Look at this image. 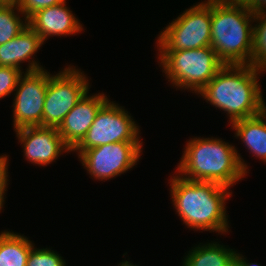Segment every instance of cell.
Returning a JSON list of instances; mask_svg holds the SVG:
<instances>
[{
	"mask_svg": "<svg viewBox=\"0 0 266 266\" xmlns=\"http://www.w3.org/2000/svg\"><path fill=\"white\" fill-rule=\"evenodd\" d=\"M169 181L172 205L187 228L223 235L229 232L226 213V200L232 195L229 187L187 180L177 173Z\"/></svg>",
	"mask_w": 266,
	"mask_h": 266,
	"instance_id": "cell-1",
	"label": "cell"
},
{
	"mask_svg": "<svg viewBox=\"0 0 266 266\" xmlns=\"http://www.w3.org/2000/svg\"><path fill=\"white\" fill-rule=\"evenodd\" d=\"M186 144L175 173L187 180L215 182L230 188L249 173L236 147L222 138L194 137Z\"/></svg>",
	"mask_w": 266,
	"mask_h": 266,
	"instance_id": "cell-2",
	"label": "cell"
},
{
	"mask_svg": "<svg viewBox=\"0 0 266 266\" xmlns=\"http://www.w3.org/2000/svg\"><path fill=\"white\" fill-rule=\"evenodd\" d=\"M264 71L253 65L225 64L197 94L235 121L261 114L265 104L258 81Z\"/></svg>",
	"mask_w": 266,
	"mask_h": 266,
	"instance_id": "cell-3",
	"label": "cell"
},
{
	"mask_svg": "<svg viewBox=\"0 0 266 266\" xmlns=\"http://www.w3.org/2000/svg\"><path fill=\"white\" fill-rule=\"evenodd\" d=\"M254 14L212 1L211 47L224 64L251 65Z\"/></svg>",
	"mask_w": 266,
	"mask_h": 266,
	"instance_id": "cell-4",
	"label": "cell"
},
{
	"mask_svg": "<svg viewBox=\"0 0 266 266\" xmlns=\"http://www.w3.org/2000/svg\"><path fill=\"white\" fill-rule=\"evenodd\" d=\"M157 53L158 63L162 67V72L166 74V79L168 78L175 88L188 89L196 94L225 65L211 46Z\"/></svg>",
	"mask_w": 266,
	"mask_h": 266,
	"instance_id": "cell-5",
	"label": "cell"
},
{
	"mask_svg": "<svg viewBox=\"0 0 266 266\" xmlns=\"http://www.w3.org/2000/svg\"><path fill=\"white\" fill-rule=\"evenodd\" d=\"M212 0L186 9L158 35V51H177L211 46Z\"/></svg>",
	"mask_w": 266,
	"mask_h": 266,
	"instance_id": "cell-6",
	"label": "cell"
},
{
	"mask_svg": "<svg viewBox=\"0 0 266 266\" xmlns=\"http://www.w3.org/2000/svg\"><path fill=\"white\" fill-rule=\"evenodd\" d=\"M50 74L43 107V126L58 128L64 117L89 92V80L81 69L67 65Z\"/></svg>",
	"mask_w": 266,
	"mask_h": 266,
	"instance_id": "cell-7",
	"label": "cell"
},
{
	"mask_svg": "<svg viewBox=\"0 0 266 266\" xmlns=\"http://www.w3.org/2000/svg\"><path fill=\"white\" fill-rule=\"evenodd\" d=\"M110 99L100 108L83 139L72 149L79 156L85 150L116 142H142L140 129L125 107Z\"/></svg>",
	"mask_w": 266,
	"mask_h": 266,
	"instance_id": "cell-8",
	"label": "cell"
},
{
	"mask_svg": "<svg viewBox=\"0 0 266 266\" xmlns=\"http://www.w3.org/2000/svg\"><path fill=\"white\" fill-rule=\"evenodd\" d=\"M143 142H116L82 152L78 158L94 179L104 181L132 169L140 160Z\"/></svg>",
	"mask_w": 266,
	"mask_h": 266,
	"instance_id": "cell-9",
	"label": "cell"
},
{
	"mask_svg": "<svg viewBox=\"0 0 266 266\" xmlns=\"http://www.w3.org/2000/svg\"><path fill=\"white\" fill-rule=\"evenodd\" d=\"M50 72L46 69L25 72L18 80L13 102L14 130L43 126V107Z\"/></svg>",
	"mask_w": 266,
	"mask_h": 266,
	"instance_id": "cell-10",
	"label": "cell"
},
{
	"mask_svg": "<svg viewBox=\"0 0 266 266\" xmlns=\"http://www.w3.org/2000/svg\"><path fill=\"white\" fill-rule=\"evenodd\" d=\"M14 131L25 159L32 164L44 167L55 162L63 152H72L55 127L27 126Z\"/></svg>",
	"mask_w": 266,
	"mask_h": 266,
	"instance_id": "cell-11",
	"label": "cell"
},
{
	"mask_svg": "<svg viewBox=\"0 0 266 266\" xmlns=\"http://www.w3.org/2000/svg\"><path fill=\"white\" fill-rule=\"evenodd\" d=\"M87 92L64 117L57 128L64 142L73 149L88 132L100 108L109 100L106 94Z\"/></svg>",
	"mask_w": 266,
	"mask_h": 266,
	"instance_id": "cell-12",
	"label": "cell"
},
{
	"mask_svg": "<svg viewBox=\"0 0 266 266\" xmlns=\"http://www.w3.org/2000/svg\"><path fill=\"white\" fill-rule=\"evenodd\" d=\"M66 5L65 1L59 5L40 9L28 18V25L43 42L52 36H69L83 31L80 20Z\"/></svg>",
	"mask_w": 266,
	"mask_h": 266,
	"instance_id": "cell-13",
	"label": "cell"
},
{
	"mask_svg": "<svg viewBox=\"0 0 266 266\" xmlns=\"http://www.w3.org/2000/svg\"><path fill=\"white\" fill-rule=\"evenodd\" d=\"M43 44L42 38L27 25L15 38L0 45V66L18 68L24 73L20 65L28 61V68L25 72L44 69L38 61L33 59Z\"/></svg>",
	"mask_w": 266,
	"mask_h": 266,
	"instance_id": "cell-14",
	"label": "cell"
},
{
	"mask_svg": "<svg viewBox=\"0 0 266 266\" xmlns=\"http://www.w3.org/2000/svg\"><path fill=\"white\" fill-rule=\"evenodd\" d=\"M252 156L266 162V120L259 114L229 124Z\"/></svg>",
	"mask_w": 266,
	"mask_h": 266,
	"instance_id": "cell-15",
	"label": "cell"
},
{
	"mask_svg": "<svg viewBox=\"0 0 266 266\" xmlns=\"http://www.w3.org/2000/svg\"><path fill=\"white\" fill-rule=\"evenodd\" d=\"M192 248L182 260V266H228L235 260L236 251L218 242Z\"/></svg>",
	"mask_w": 266,
	"mask_h": 266,
	"instance_id": "cell-16",
	"label": "cell"
},
{
	"mask_svg": "<svg viewBox=\"0 0 266 266\" xmlns=\"http://www.w3.org/2000/svg\"><path fill=\"white\" fill-rule=\"evenodd\" d=\"M13 231L0 233V266H26L33 246L30 239Z\"/></svg>",
	"mask_w": 266,
	"mask_h": 266,
	"instance_id": "cell-17",
	"label": "cell"
},
{
	"mask_svg": "<svg viewBox=\"0 0 266 266\" xmlns=\"http://www.w3.org/2000/svg\"><path fill=\"white\" fill-rule=\"evenodd\" d=\"M27 25L28 19L18 8L15 0L0 5V45L15 38Z\"/></svg>",
	"mask_w": 266,
	"mask_h": 266,
	"instance_id": "cell-18",
	"label": "cell"
},
{
	"mask_svg": "<svg viewBox=\"0 0 266 266\" xmlns=\"http://www.w3.org/2000/svg\"><path fill=\"white\" fill-rule=\"evenodd\" d=\"M254 22L251 65L266 72V12L254 14Z\"/></svg>",
	"mask_w": 266,
	"mask_h": 266,
	"instance_id": "cell-19",
	"label": "cell"
},
{
	"mask_svg": "<svg viewBox=\"0 0 266 266\" xmlns=\"http://www.w3.org/2000/svg\"><path fill=\"white\" fill-rule=\"evenodd\" d=\"M26 266H66V261L50 248H31Z\"/></svg>",
	"mask_w": 266,
	"mask_h": 266,
	"instance_id": "cell-20",
	"label": "cell"
},
{
	"mask_svg": "<svg viewBox=\"0 0 266 266\" xmlns=\"http://www.w3.org/2000/svg\"><path fill=\"white\" fill-rule=\"evenodd\" d=\"M22 74L18 68L0 66V99L14 93Z\"/></svg>",
	"mask_w": 266,
	"mask_h": 266,
	"instance_id": "cell-21",
	"label": "cell"
},
{
	"mask_svg": "<svg viewBox=\"0 0 266 266\" xmlns=\"http://www.w3.org/2000/svg\"><path fill=\"white\" fill-rule=\"evenodd\" d=\"M65 1L66 0H15L18 8L27 19L40 9L59 5Z\"/></svg>",
	"mask_w": 266,
	"mask_h": 266,
	"instance_id": "cell-22",
	"label": "cell"
},
{
	"mask_svg": "<svg viewBox=\"0 0 266 266\" xmlns=\"http://www.w3.org/2000/svg\"><path fill=\"white\" fill-rule=\"evenodd\" d=\"M8 155L0 156V209L2 210L5 203V191H7L8 184Z\"/></svg>",
	"mask_w": 266,
	"mask_h": 266,
	"instance_id": "cell-23",
	"label": "cell"
},
{
	"mask_svg": "<svg viewBox=\"0 0 266 266\" xmlns=\"http://www.w3.org/2000/svg\"><path fill=\"white\" fill-rule=\"evenodd\" d=\"M247 7L253 14L266 12V0H252Z\"/></svg>",
	"mask_w": 266,
	"mask_h": 266,
	"instance_id": "cell-24",
	"label": "cell"
},
{
	"mask_svg": "<svg viewBox=\"0 0 266 266\" xmlns=\"http://www.w3.org/2000/svg\"><path fill=\"white\" fill-rule=\"evenodd\" d=\"M220 4L225 5H236V6H248L252 0H212Z\"/></svg>",
	"mask_w": 266,
	"mask_h": 266,
	"instance_id": "cell-25",
	"label": "cell"
},
{
	"mask_svg": "<svg viewBox=\"0 0 266 266\" xmlns=\"http://www.w3.org/2000/svg\"><path fill=\"white\" fill-rule=\"evenodd\" d=\"M235 260L237 261L239 266H261L257 263H249L248 260H246V258L242 254L237 252V250L235 254Z\"/></svg>",
	"mask_w": 266,
	"mask_h": 266,
	"instance_id": "cell-26",
	"label": "cell"
},
{
	"mask_svg": "<svg viewBox=\"0 0 266 266\" xmlns=\"http://www.w3.org/2000/svg\"><path fill=\"white\" fill-rule=\"evenodd\" d=\"M118 266H138V265H134L130 261L126 260V261L120 262V264H118Z\"/></svg>",
	"mask_w": 266,
	"mask_h": 266,
	"instance_id": "cell-27",
	"label": "cell"
},
{
	"mask_svg": "<svg viewBox=\"0 0 266 266\" xmlns=\"http://www.w3.org/2000/svg\"><path fill=\"white\" fill-rule=\"evenodd\" d=\"M260 115L266 120V103L263 105Z\"/></svg>",
	"mask_w": 266,
	"mask_h": 266,
	"instance_id": "cell-28",
	"label": "cell"
},
{
	"mask_svg": "<svg viewBox=\"0 0 266 266\" xmlns=\"http://www.w3.org/2000/svg\"><path fill=\"white\" fill-rule=\"evenodd\" d=\"M10 1H12V0H0V5H3V4L8 3Z\"/></svg>",
	"mask_w": 266,
	"mask_h": 266,
	"instance_id": "cell-29",
	"label": "cell"
},
{
	"mask_svg": "<svg viewBox=\"0 0 266 266\" xmlns=\"http://www.w3.org/2000/svg\"><path fill=\"white\" fill-rule=\"evenodd\" d=\"M228 266H239V265H238L237 261L234 260V261H233L231 264H229Z\"/></svg>",
	"mask_w": 266,
	"mask_h": 266,
	"instance_id": "cell-30",
	"label": "cell"
}]
</instances>
